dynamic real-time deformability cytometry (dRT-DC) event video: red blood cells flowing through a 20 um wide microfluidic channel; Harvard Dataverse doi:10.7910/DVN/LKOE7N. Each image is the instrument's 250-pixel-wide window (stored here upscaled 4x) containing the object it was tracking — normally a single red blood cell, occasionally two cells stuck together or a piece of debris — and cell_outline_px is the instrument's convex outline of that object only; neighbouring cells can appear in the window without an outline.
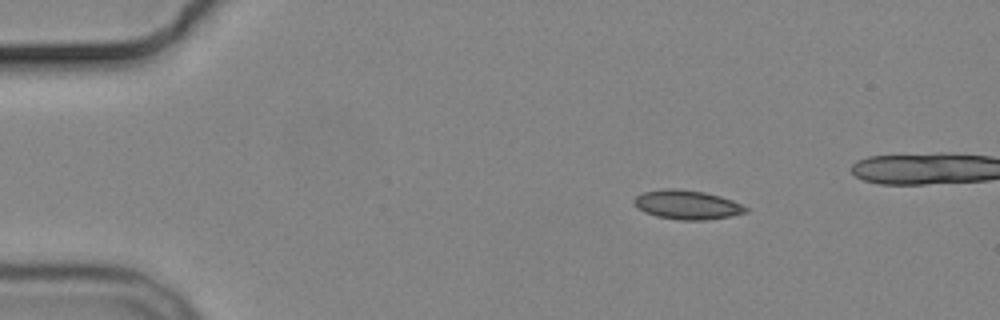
{"species": "common noctule bat (a hibernating species)", "species_latin": "Nyctalus noctula", "temperature_condition": "cold", "stored_images_in_passage": 5, "camera_frame_rate_fps": 3000, "um_per_image_px": 0.085, "animal": {"sex": "male", "body_mass_g": 19.2, "forearm_length_mm": 51.8}, "frame": {"image": 1, "passage_image": 1, "time_ms": 0.0, "image_size_px": [1000, 320], "cell_outline_px": [[748, 212], [732, 216], [704, 220], [680, 220], [656, 216], [644, 212], [636, 208], [632, 200], [636, 196], [644, 192], [664, 188], [676, 188], [704, 192], [720, 196], [732, 200], [748, 208]], "centroid_in_image_um": [58.38, 17.4], "position_along_channel_um": 26.6, "area_um2": 19.07}}